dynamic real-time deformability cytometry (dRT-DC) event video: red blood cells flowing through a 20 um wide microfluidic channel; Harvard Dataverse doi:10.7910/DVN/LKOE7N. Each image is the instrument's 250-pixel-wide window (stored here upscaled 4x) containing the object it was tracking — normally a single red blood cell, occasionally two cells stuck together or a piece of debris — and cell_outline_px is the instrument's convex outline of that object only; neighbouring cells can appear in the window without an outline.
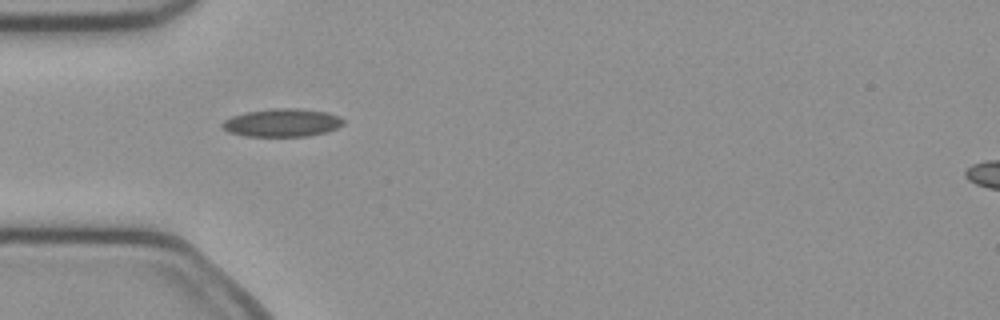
{"species": "common noctule bat (a hibernating species)", "species_latin": "Nyctalus noctula", "temperature_condition": "cold", "stored_images_in_passage": 36, "camera_frame_rate_fps": 3000, "um_per_image_px": 0.085, "animal": {"sex": "female", "body_mass_g": 21.9}, "frame": {"image": 1, "passage_image": 1, "time_ms": 0.0, "image_size_px": [1000, 320], "cell_outline_px": [[344, 124], [328, 132], [308, 136], [244, 136], [228, 132], [220, 128], [220, 124], [224, 120], [232, 116], [248, 112], [272, 108], [300, 108], [328, 112], [344, 120]], "centroid_in_image_um": [23.96, 10.43], "position_along_channel_um": 61.0, "area_um2": 19.94}}
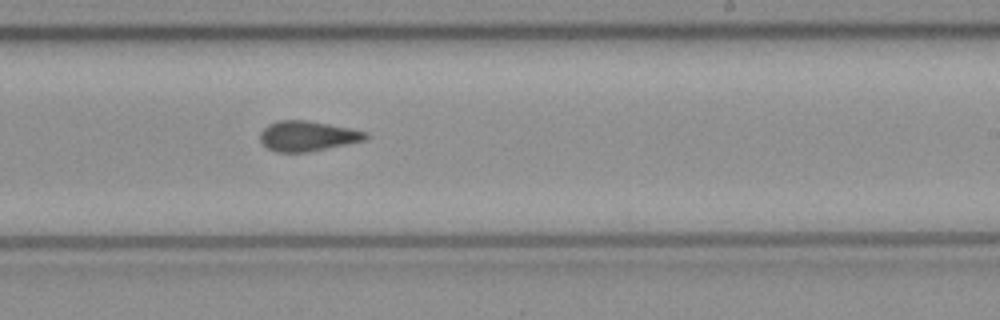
{"frame": {"image": 2, "passage_image": 16, "time_ms": 5.0, "image_size_px": [1000, 320], "cell_outline_px": [[372, 136], [364, 140], [308, 152], [276, 152], [268, 148], [260, 140], [260, 132], [268, 124], [280, 120], [304, 120], [328, 124], [368, 132]], "centroid_in_image_um": [26.13, 11.56], "position_along_channel_um": 262.9, "area_um2": 18.38}}
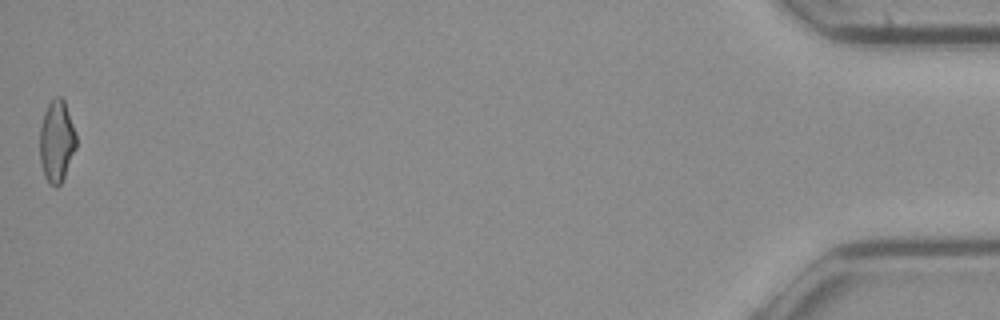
{"frame": {"image": 3, "passage_image": 36, "time_ms": 11.667, "image_size_px": [1000, 320], "cell_outline_px": [[76, 148], [64, 176], [60, 184], [56, 188], [44, 176], [40, 160], [40, 128], [44, 112], [48, 104], [56, 96], [60, 96], [64, 100], [76, 132]], "centroid_in_image_um": [4.82, 11.98], "position_along_channel_um": 430.4, "area_um2": 17.22}, "authors_computed_cell_mechanics": {"area_um2": 18.207, "velocity_mm_per_s": 4.0523, "shape_relaxation_time_tau1_ms": null, "shape_relaxation_time_tau2_ms": 2.4741, "deformation_change_tau1": null, "deformation_change_tau2": 0.1037}}